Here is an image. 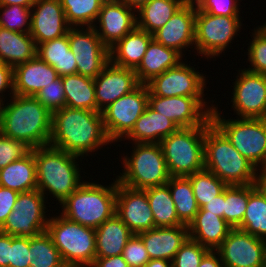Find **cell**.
<instances>
[{
  "label": "cell",
  "mask_w": 266,
  "mask_h": 267,
  "mask_svg": "<svg viewBox=\"0 0 266 267\" xmlns=\"http://www.w3.org/2000/svg\"><path fill=\"white\" fill-rule=\"evenodd\" d=\"M109 143L102 112L65 106L52 114L49 146L82 158Z\"/></svg>",
  "instance_id": "cell-1"
},
{
  "label": "cell",
  "mask_w": 266,
  "mask_h": 267,
  "mask_svg": "<svg viewBox=\"0 0 266 267\" xmlns=\"http://www.w3.org/2000/svg\"><path fill=\"white\" fill-rule=\"evenodd\" d=\"M8 102L2 104V135L25 142L32 149L48 146L52 113L34 96L14 94Z\"/></svg>",
  "instance_id": "cell-2"
},
{
  "label": "cell",
  "mask_w": 266,
  "mask_h": 267,
  "mask_svg": "<svg viewBox=\"0 0 266 267\" xmlns=\"http://www.w3.org/2000/svg\"><path fill=\"white\" fill-rule=\"evenodd\" d=\"M34 158L37 189L43 195L49 191L60 204L84 182L76 161L79 156L48 145L34 148Z\"/></svg>",
  "instance_id": "cell-3"
},
{
  "label": "cell",
  "mask_w": 266,
  "mask_h": 267,
  "mask_svg": "<svg viewBox=\"0 0 266 267\" xmlns=\"http://www.w3.org/2000/svg\"><path fill=\"white\" fill-rule=\"evenodd\" d=\"M116 181L104 186L95 182H83L61 204L67 219L83 226L98 228L116 212Z\"/></svg>",
  "instance_id": "cell-4"
},
{
  "label": "cell",
  "mask_w": 266,
  "mask_h": 267,
  "mask_svg": "<svg viewBox=\"0 0 266 267\" xmlns=\"http://www.w3.org/2000/svg\"><path fill=\"white\" fill-rule=\"evenodd\" d=\"M204 168L228 186L254 184L257 172L213 124L205 131Z\"/></svg>",
  "instance_id": "cell-5"
},
{
  "label": "cell",
  "mask_w": 266,
  "mask_h": 267,
  "mask_svg": "<svg viewBox=\"0 0 266 267\" xmlns=\"http://www.w3.org/2000/svg\"><path fill=\"white\" fill-rule=\"evenodd\" d=\"M46 232L67 267H91L96 257L95 229L63 215L49 219Z\"/></svg>",
  "instance_id": "cell-6"
},
{
  "label": "cell",
  "mask_w": 266,
  "mask_h": 267,
  "mask_svg": "<svg viewBox=\"0 0 266 267\" xmlns=\"http://www.w3.org/2000/svg\"><path fill=\"white\" fill-rule=\"evenodd\" d=\"M209 126L178 128L160 145L171 177H187L204 169L205 131Z\"/></svg>",
  "instance_id": "cell-7"
},
{
  "label": "cell",
  "mask_w": 266,
  "mask_h": 267,
  "mask_svg": "<svg viewBox=\"0 0 266 267\" xmlns=\"http://www.w3.org/2000/svg\"><path fill=\"white\" fill-rule=\"evenodd\" d=\"M214 107L211 123L227 138L232 146L257 169L266 160V119H224Z\"/></svg>",
  "instance_id": "cell-8"
},
{
  "label": "cell",
  "mask_w": 266,
  "mask_h": 267,
  "mask_svg": "<svg viewBox=\"0 0 266 267\" xmlns=\"http://www.w3.org/2000/svg\"><path fill=\"white\" fill-rule=\"evenodd\" d=\"M132 155L123 157L124 171L117 180L120 184L147 189L167 184L170 179L160 143H133Z\"/></svg>",
  "instance_id": "cell-9"
},
{
  "label": "cell",
  "mask_w": 266,
  "mask_h": 267,
  "mask_svg": "<svg viewBox=\"0 0 266 267\" xmlns=\"http://www.w3.org/2000/svg\"><path fill=\"white\" fill-rule=\"evenodd\" d=\"M240 17L216 16L197 9L195 17V45L199 54L215 58L222 54L242 29ZM241 26V27H240ZM196 47V48H195Z\"/></svg>",
  "instance_id": "cell-10"
},
{
  "label": "cell",
  "mask_w": 266,
  "mask_h": 267,
  "mask_svg": "<svg viewBox=\"0 0 266 267\" xmlns=\"http://www.w3.org/2000/svg\"><path fill=\"white\" fill-rule=\"evenodd\" d=\"M45 195L38 189L19 193L13 211L1 227L4 234L32 238L47 229Z\"/></svg>",
  "instance_id": "cell-11"
},
{
  "label": "cell",
  "mask_w": 266,
  "mask_h": 267,
  "mask_svg": "<svg viewBox=\"0 0 266 267\" xmlns=\"http://www.w3.org/2000/svg\"><path fill=\"white\" fill-rule=\"evenodd\" d=\"M149 89L140 84L136 89L107 106L103 111L105 131L112 142L122 140L134 128L136 120L148 106Z\"/></svg>",
  "instance_id": "cell-12"
},
{
  "label": "cell",
  "mask_w": 266,
  "mask_h": 267,
  "mask_svg": "<svg viewBox=\"0 0 266 267\" xmlns=\"http://www.w3.org/2000/svg\"><path fill=\"white\" fill-rule=\"evenodd\" d=\"M71 27L68 32L70 49L77 64V74L95 79L110 62L109 49L94 27Z\"/></svg>",
  "instance_id": "cell-13"
},
{
  "label": "cell",
  "mask_w": 266,
  "mask_h": 267,
  "mask_svg": "<svg viewBox=\"0 0 266 267\" xmlns=\"http://www.w3.org/2000/svg\"><path fill=\"white\" fill-rule=\"evenodd\" d=\"M204 100V97L149 96L148 106L171 119L179 128L210 126V115L215 104L207 106Z\"/></svg>",
  "instance_id": "cell-14"
},
{
  "label": "cell",
  "mask_w": 266,
  "mask_h": 267,
  "mask_svg": "<svg viewBox=\"0 0 266 267\" xmlns=\"http://www.w3.org/2000/svg\"><path fill=\"white\" fill-rule=\"evenodd\" d=\"M205 76L183 61L146 83L149 96L204 97Z\"/></svg>",
  "instance_id": "cell-15"
},
{
  "label": "cell",
  "mask_w": 266,
  "mask_h": 267,
  "mask_svg": "<svg viewBox=\"0 0 266 267\" xmlns=\"http://www.w3.org/2000/svg\"><path fill=\"white\" fill-rule=\"evenodd\" d=\"M233 86L232 108L239 118L266 119V75L243 69ZM239 77V78H238Z\"/></svg>",
  "instance_id": "cell-16"
},
{
  "label": "cell",
  "mask_w": 266,
  "mask_h": 267,
  "mask_svg": "<svg viewBox=\"0 0 266 267\" xmlns=\"http://www.w3.org/2000/svg\"><path fill=\"white\" fill-rule=\"evenodd\" d=\"M115 214L133 234L155 228L146 190L122 185L118 180Z\"/></svg>",
  "instance_id": "cell-17"
},
{
  "label": "cell",
  "mask_w": 266,
  "mask_h": 267,
  "mask_svg": "<svg viewBox=\"0 0 266 267\" xmlns=\"http://www.w3.org/2000/svg\"><path fill=\"white\" fill-rule=\"evenodd\" d=\"M264 240L233 228L216 250L224 267H262Z\"/></svg>",
  "instance_id": "cell-18"
},
{
  "label": "cell",
  "mask_w": 266,
  "mask_h": 267,
  "mask_svg": "<svg viewBox=\"0 0 266 267\" xmlns=\"http://www.w3.org/2000/svg\"><path fill=\"white\" fill-rule=\"evenodd\" d=\"M31 8L30 35L36 45L62 37L71 28L60 0H35Z\"/></svg>",
  "instance_id": "cell-19"
},
{
  "label": "cell",
  "mask_w": 266,
  "mask_h": 267,
  "mask_svg": "<svg viewBox=\"0 0 266 267\" xmlns=\"http://www.w3.org/2000/svg\"><path fill=\"white\" fill-rule=\"evenodd\" d=\"M140 84L133 69L119 67L109 62L94 79L97 112H102L111 103L130 93Z\"/></svg>",
  "instance_id": "cell-20"
},
{
  "label": "cell",
  "mask_w": 266,
  "mask_h": 267,
  "mask_svg": "<svg viewBox=\"0 0 266 267\" xmlns=\"http://www.w3.org/2000/svg\"><path fill=\"white\" fill-rule=\"evenodd\" d=\"M136 11L123 2L103 3L96 22L99 29L94 25L97 35L103 44L110 49L126 34L137 26Z\"/></svg>",
  "instance_id": "cell-21"
},
{
  "label": "cell",
  "mask_w": 266,
  "mask_h": 267,
  "mask_svg": "<svg viewBox=\"0 0 266 267\" xmlns=\"http://www.w3.org/2000/svg\"><path fill=\"white\" fill-rule=\"evenodd\" d=\"M196 11L194 3L187 1L163 27L152 34L153 39L183 56V49L195 45Z\"/></svg>",
  "instance_id": "cell-22"
},
{
  "label": "cell",
  "mask_w": 266,
  "mask_h": 267,
  "mask_svg": "<svg viewBox=\"0 0 266 267\" xmlns=\"http://www.w3.org/2000/svg\"><path fill=\"white\" fill-rule=\"evenodd\" d=\"M151 259L172 261L177 251L189 238L188 226L155 227L137 234Z\"/></svg>",
  "instance_id": "cell-23"
},
{
  "label": "cell",
  "mask_w": 266,
  "mask_h": 267,
  "mask_svg": "<svg viewBox=\"0 0 266 267\" xmlns=\"http://www.w3.org/2000/svg\"><path fill=\"white\" fill-rule=\"evenodd\" d=\"M59 77L54 67L38 56L13 68L14 94L35 96Z\"/></svg>",
  "instance_id": "cell-24"
},
{
  "label": "cell",
  "mask_w": 266,
  "mask_h": 267,
  "mask_svg": "<svg viewBox=\"0 0 266 267\" xmlns=\"http://www.w3.org/2000/svg\"><path fill=\"white\" fill-rule=\"evenodd\" d=\"M233 228L224 218L206 213L199 208L194 220L188 226L189 238L211 251H216Z\"/></svg>",
  "instance_id": "cell-25"
},
{
  "label": "cell",
  "mask_w": 266,
  "mask_h": 267,
  "mask_svg": "<svg viewBox=\"0 0 266 267\" xmlns=\"http://www.w3.org/2000/svg\"><path fill=\"white\" fill-rule=\"evenodd\" d=\"M152 39V34L136 26L109 49L110 62L119 67L135 70Z\"/></svg>",
  "instance_id": "cell-26"
},
{
  "label": "cell",
  "mask_w": 266,
  "mask_h": 267,
  "mask_svg": "<svg viewBox=\"0 0 266 267\" xmlns=\"http://www.w3.org/2000/svg\"><path fill=\"white\" fill-rule=\"evenodd\" d=\"M178 128L171 119L147 106L124 139L132 140L134 143H160Z\"/></svg>",
  "instance_id": "cell-27"
},
{
  "label": "cell",
  "mask_w": 266,
  "mask_h": 267,
  "mask_svg": "<svg viewBox=\"0 0 266 267\" xmlns=\"http://www.w3.org/2000/svg\"><path fill=\"white\" fill-rule=\"evenodd\" d=\"M182 58L183 56L176 50L165 47L152 39L148 44L142 61L134 71L138 81L141 84H146L153 77L177 66L182 61Z\"/></svg>",
  "instance_id": "cell-28"
},
{
  "label": "cell",
  "mask_w": 266,
  "mask_h": 267,
  "mask_svg": "<svg viewBox=\"0 0 266 267\" xmlns=\"http://www.w3.org/2000/svg\"><path fill=\"white\" fill-rule=\"evenodd\" d=\"M96 234V257L105 258L122 255L128 240L133 233L121 221V219L114 214L107 219L103 224L95 229Z\"/></svg>",
  "instance_id": "cell-29"
},
{
  "label": "cell",
  "mask_w": 266,
  "mask_h": 267,
  "mask_svg": "<svg viewBox=\"0 0 266 267\" xmlns=\"http://www.w3.org/2000/svg\"><path fill=\"white\" fill-rule=\"evenodd\" d=\"M37 56V45L30 33L0 27V61L15 67Z\"/></svg>",
  "instance_id": "cell-30"
},
{
  "label": "cell",
  "mask_w": 266,
  "mask_h": 267,
  "mask_svg": "<svg viewBox=\"0 0 266 267\" xmlns=\"http://www.w3.org/2000/svg\"><path fill=\"white\" fill-rule=\"evenodd\" d=\"M0 186L18 193L37 189L34 148L26 156L0 169Z\"/></svg>",
  "instance_id": "cell-31"
},
{
  "label": "cell",
  "mask_w": 266,
  "mask_h": 267,
  "mask_svg": "<svg viewBox=\"0 0 266 267\" xmlns=\"http://www.w3.org/2000/svg\"><path fill=\"white\" fill-rule=\"evenodd\" d=\"M37 56L54 67L60 77L77 74V64L67 34L38 44Z\"/></svg>",
  "instance_id": "cell-32"
},
{
  "label": "cell",
  "mask_w": 266,
  "mask_h": 267,
  "mask_svg": "<svg viewBox=\"0 0 266 267\" xmlns=\"http://www.w3.org/2000/svg\"><path fill=\"white\" fill-rule=\"evenodd\" d=\"M187 0H150L138 11L137 27L153 34L163 27Z\"/></svg>",
  "instance_id": "cell-33"
},
{
  "label": "cell",
  "mask_w": 266,
  "mask_h": 267,
  "mask_svg": "<svg viewBox=\"0 0 266 267\" xmlns=\"http://www.w3.org/2000/svg\"><path fill=\"white\" fill-rule=\"evenodd\" d=\"M65 106L73 109L97 111L94 79L80 74L62 77Z\"/></svg>",
  "instance_id": "cell-34"
},
{
  "label": "cell",
  "mask_w": 266,
  "mask_h": 267,
  "mask_svg": "<svg viewBox=\"0 0 266 267\" xmlns=\"http://www.w3.org/2000/svg\"><path fill=\"white\" fill-rule=\"evenodd\" d=\"M152 210L155 227L183 225L177 215L175 204L167 184L145 189Z\"/></svg>",
  "instance_id": "cell-35"
},
{
  "label": "cell",
  "mask_w": 266,
  "mask_h": 267,
  "mask_svg": "<svg viewBox=\"0 0 266 267\" xmlns=\"http://www.w3.org/2000/svg\"><path fill=\"white\" fill-rule=\"evenodd\" d=\"M180 222L189 226L199 211L188 177H170L167 182Z\"/></svg>",
  "instance_id": "cell-36"
},
{
  "label": "cell",
  "mask_w": 266,
  "mask_h": 267,
  "mask_svg": "<svg viewBox=\"0 0 266 267\" xmlns=\"http://www.w3.org/2000/svg\"><path fill=\"white\" fill-rule=\"evenodd\" d=\"M237 229L257 238L266 239V198L254 184H249L247 208Z\"/></svg>",
  "instance_id": "cell-37"
},
{
  "label": "cell",
  "mask_w": 266,
  "mask_h": 267,
  "mask_svg": "<svg viewBox=\"0 0 266 267\" xmlns=\"http://www.w3.org/2000/svg\"><path fill=\"white\" fill-rule=\"evenodd\" d=\"M29 247L32 259L29 267H67L46 231L29 238Z\"/></svg>",
  "instance_id": "cell-38"
},
{
  "label": "cell",
  "mask_w": 266,
  "mask_h": 267,
  "mask_svg": "<svg viewBox=\"0 0 266 267\" xmlns=\"http://www.w3.org/2000/svg\"><path fill=\"white\" fill-rule=\"evenodd\" d=\"M71 27H93L103 2L101 0H60Z\"/></svg>",
  "instance_id": "cell-39"
},
{
  "label": "cell",
  "mask_w": 266,
  "mask_h": 267,
  "mask_svg": "<svg viewBox=\"0 0 266 267\" xmlns=\"http://www.w3.org/2000/svg\"><path fill=\"white\" fill-rule=\"evenodd\" d=\"M187 177L190 179L199 208L208 204L228 186L224 181L205 168Z\"/></svg>",
  "instance_id": "cell-40"
},
{
  "label": "cell",
  "mask_w": 266,
  "mask_h": 267,
  "mask_svg": "<svg viewBox=\"0 0 266 267\" xmlns=\"http://www.w3.org/2000/svg\"><path fill=\"white\" fill-rule=\"evenodd\" d=\"M248 198L249 184L225 188L224 219L232 228H237L242 223Z\"/></svg>",
  "instance_id": "cell-41"
},
{
  "label": "cell",
  "mask_w": 266,
  "mask_h": 267,
  "mask_svg": "<svg viewBox=\"0 0 266 267\" xmlns=\"http://www.w3.org/2000/svg\"><path fill=\"white\" fill-rule=\"evenodd\" d=\"M31 10V7L1 5L0 11L2 13L0 12V27L11 31L30 33Z\"/></svg>",
  "instance_id": "cell-42"
},
{
  "label": "cell",
  "mask_w": 266,
  "mask_h": 267,
  "mask_svg": "<svg viewBox=\"0 0 266 267\" xmlns=\"http://www.w3.org/2000/svg\"><path fill=\"white\" fill-rule=\"evenodd\" d=\"M256 29V30H255ZM254 29L253 39L248 47V71L266 75V30L261 26Z\"/></svg>",
  "instance_id": "cell-43"
},
{
  "label": "cell",
  "mask_w": 266,
  "mask_h": 267,
  "mask_svg": "<svg viewBox=\"0 0 266 267\" xmlns=\"http://www.w3.org/2000/svg\"><path fill=\"white\" fill-rule=\"evenodd\" d=\"M210 250L188 238L172 259V267H198Z\"/></svg>",
  "instance_id": "cell-44"
},
{
  "label": "cell",
  "mask_w": 266,
  "mask_h": 267,
  "mask_svg": "<svg viewBox=\"0 0 266 267\" xmlns=\"http://www.w3.org/2000/svg\"><path fill=\"white\" fill-rule=\"evenodd\" d=\"M34 97L52 114L64 108L65 90L62 77L59 76L56 80L44 86Z\"/></svg>",
  "instance_id": "cell-45"
},
{
  "label": "cell",
  "mask_w": 266,
  "mask_h": 267,
  "mask_svg": "<svg viewBox=\"0 0 266 267\" xmlns=\"http://www.w3.org/2000/svg\"><path fill=\"white\" fill-rule=\"evenodd\" d=\"M32 148L25 142L0 135V169L26 156Z\"/></svg>",
  "instance_id": "cell-46"
},
{
  "label": "cell",
  "mask_w": 266,
  "mask_h": 267,
  "mask_svg": "<svg viewBox=\"0 0 266 267\" xmlns=\"http://www.w3.org/2000/svg\"><path fill=\"white\" fill-rule=\"evenodd\" d=\"M239 0H194L196 9L210 15L239 17Z\"/></svg>",
  "instance_id": "cell-47"
},
{
  "label": "cell",
  "mask_w": 266,
  "mask_h": 267,
  "mask_svg": "<svg viewBox=\"0 0 266 267\" xmlns=\"http://www.w3.org/2000/svg\"><path fill=\"white\" fill-rule=\"evenodd\" d=\"M122 256L129 267H144L150 261L145 245L137 234H133L128 240Z\"/></svg>",
  "instance_id": "cell-48"
},
{
  "label": "cell",
  "mask_w": 266,
  "mask_h": 267,
  "mask_svg": "<svg viewBox=\"0 0 266 267\" xmlns=\"http://www.w3.org/2000/svg\"><path fill=\"white\" fill-rule=\"evenodd\" d=\"M29 248V238L10 235L9 267H29L32 260Z\"/></svg>",
  "instance_id": "cell-49"
},
{
  "label": "cell",
  "mask_w": 266,
  "mask_h": 267,
  "mask_svg": "<svg viewBox=\"0 0 266 267\" xmlns=\"http://www.w3.org/2000/svg\"><path fill=\"white\" fill-rule=\"evenodd\" d=\"M19 193L0 186V227L7 220L8 215L13 211Z\"/></svg>",
  "instance_id": "cell-50"
},
{
  "label": "cell",
  "mask_w": 266,
  "mask_h": 267,
  "mask_svg": "<svg viewBox=\"0 0 266 267\" xmlns=\"http://www.w3.org/2000/svg\"><path fill=\"white\" fill-rule=\"evenodd\" d=\"M6 89H10V94L12 97L14 95V80H13V67L5 64L4 62L0 61V103L5 102L3 101V91L5 92ZM2 97V99H1Z\"/></svg>",
  "instance_id": "cell-51"
},
{
  "label": "cell",
  "mask_w": 266,
  "mask_h": 267,
  "mask_svg": "<svg viewBox=\"0 0 266 267\" xmlns=\"http://www.w3.org/2000/svg\"><path fill=\"white\" fill-rule=\"evenodd\" d=\"M224 203H225V189L211 200L208 204L202 207L206 213H213L216 216L224 218Z\"/></svg>",
  "instance_id": "cell-52"
},
{
  "label": "cell",
  "mask_w": 266,
  "mask_h": 267,
  "mask_svg": "<svg viewBox=\"0 0 266 267\" xmlns=\"http://www.w3.org/2000/svg\"><path fill=\"white\" fill-rule=\"evenodd\" d=\"M91 267H129L122 255L113 257L95 258Z\"/></svg>",
  "instance_id": "cell-53"
},
{
  "label": "cell",
  "mask_w": 266,
  "mask_h": 267,
  "mask_svg": "<svg viewBox=\"0 0 266 267\" xmlns=\"http://www.w3.org/2000/svg\"><path fill=\"white\" fill-rule=\"evenodd\" d=\"M10 235L0 233V267H9Z\"/></svg>",
  "instance_id": "cell-54"
},
{
  "label": "cell",
  "mask_w": 266,
  "mask_h": 267,
  "mask_svg": "<svg viewBox=\"0 0 266 267\" xmlns=\"http://www.w3.org/2000/svg\"><path fill=\"white\" fill-rule=\"evenodd\" d=\"M217 255V256H216ZM198 267H224L220 254L217 251H209L201 260Z\"/></svg>",
  "instance_id": "cell-55"
},
{
  "label": "cell",
  "mask_w": 266,
  "mask_h": 267,
  "mask_svg": "<svg viewBox=\"0 0 266 267\" xmlns=\"http://www.w3.org/2000/svg\"><path fill=\"white\" fill-rule=\"evenodd\" d=\"M254 185L266 198V171L257 170Z\"/></svg>",
  "instance_id": "cell-56"
},
{
  "label": "cell",
  "mask_w": 266,
  "mask_h": 267,
  "mask_svg": "<svg viewBox=\"0 0 266 267\" xmlns=\"http://www.w3.org/2000/svg\"><path fill=\"white\" fill-rule=\"evenodd\" d=\"M35 0H0L1 5H19L24 7H32Z\"/></svg>",
  "instance_id": "cell-57"
},
{
  "label": "cell",
  "mask_w": 266,
  "mask_h": 267,
  "mask_svg": "<svg viewBox=\"0 0 266 267\" xmlns=\"http://www.w3.org/2000/svg\"><path fill=\"white\" fill-rule=\"evenodd\" d=\"M144 267H172V261L164 259H151Z\"/></svg>",
  "instance_id": "cell-58"
},
{
  "label": "cell",
  "mask_w": 266,
  "mask_h": 267,
  "mask_svg": "<svg viewBox=\"0 0 266 267\" xmlns=\"http://www.w3.org/2000/svg\"><path fill=\"white\" fill-rule=\"evenodd\" d=\"M120 2H123L128 7L134 9L136 12L147 2L150 0H119Z\"/></svg>",
  "instance_id": "cell-59"
},
{
  "label": "cell",
  "mask_w": 266,
  "mask_h": 267,
  "mask_svg": "<svg viewBox=\"0 0 266 267\" xmlns=\"http://www.w3.org/2000/svg\"><path fill=\"white\" fill-rule=\"evenodd\" d=\"M262 267H266V239L264 240L263 266Z\"/></svg>",
  "instance_id": "cell-60"
},
{
  "label": "cell",
  "mask_w": 266,
  "mask_h": 267,
  "mask_svg": "<svg viewBox=\"0 0 266 267\" xmlns=\"http://www.w3.org/2000/svg\"><path fill=\"white\" fill-rule=\"evenodd\" d=\"M2 104L0 103V135L2 134Z\"/></svg>",
  "instance_id": "cell-61"
},
{
  "label": "cell",
  "mask_w": 266,
  "mask_h": 267,
  "mask_svg": "<svg viewBox=\"0 0 266 267\" xmlns=\"http://www.w3.org/2000/svg\"><path fill=\"white\" fill-rule=\"evenodd\" d=\"M257 170H263V171H266V160L265 162L263 163L262 167L260 169H257Z\"/></svg>",
  "instance_id": "cell-62"
},
{
  "label": "cell",
  "mask_w": 266,
  "mask_h": 267,
  "mask_svg": "<svg viewBox=\"0 0 266 267\" xmlns=\"http://www.w3.org/2000/svg\"><path fill=\"white\" fill-rule=\"evenodd\" d=\"M103 3H107V2H115V1H119V0H101Z\"/></svg>",
  "instance_id": "cell-63"
},
{
  "label": "cell",
  "mask_w": 266,
  "mask_h": 267,
  "mask_svg": "<svg viewBox=\"0 0 266 267\" xmlns=\"http://www.w3.org/2000/svg\"><path fill=\"white\" fill-rule=\"evenodd\" d=\"M262 27L266 30V23L264 25H262Z\"/></svg>",
  "instance_id": "cell-64"
}]
</instances>
